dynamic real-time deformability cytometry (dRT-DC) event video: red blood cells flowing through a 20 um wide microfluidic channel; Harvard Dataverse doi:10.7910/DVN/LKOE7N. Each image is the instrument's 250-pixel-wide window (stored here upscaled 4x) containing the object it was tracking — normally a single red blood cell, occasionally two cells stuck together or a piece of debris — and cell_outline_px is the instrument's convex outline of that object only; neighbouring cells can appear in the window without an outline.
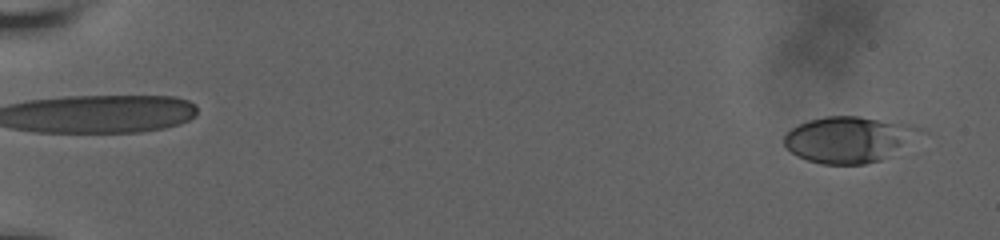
{"species": "human", "species_latin": "Homo sapiens", "temperature_condition": "room temperature", "stored_images_in_passage": 60, "camera_frame_rate_fps": 3000, "um_per_image_px": 0.085, "donor": {"sex": "male"}, "frame": {"image": 1, "passage_image": 3, "time_ms": 0.667, "image_size_px": [1000, 240], "cell_outline_px": [[928, 132], [880, 160], [864, 164], [824, 164], [808, 160], [792, 152], [784, 144], [784, 136], [792, 128], [808, 120], [824, 116], [860, 116], [908, 124], [924, 128]], "centroid_in_image_um": [72.2, 11.83], "position_along_channel_um": 12.8, "area_um2": 36.36}}
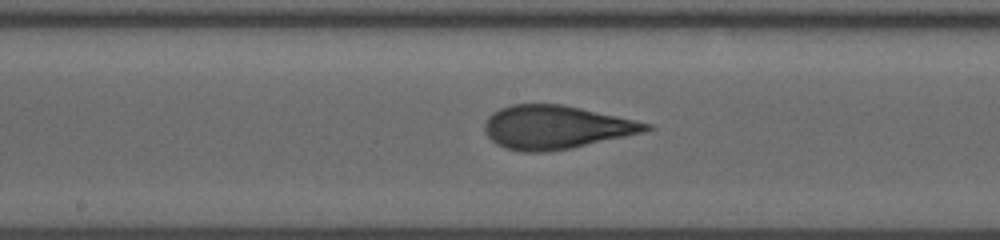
{"frame": {"image": 2, "passage_image": 34, "time_ms": 11.0, "image_size_px": [1000, 240], "cell_outline_px": [[652, 128], [644, 132], [572, 148], [548, 152], [524, 152], [504, 148], [496, 144], [488, 136], [484, 128], [484, 124], [488, 116], [492, 112], [500, 108], [512, 104], [560, 104], [580, 108], [652, 124]], "centroid_in_image_um": [47.21, 10.82], "position_along_channel_um": 201.0, "area_um2": 40.69}}
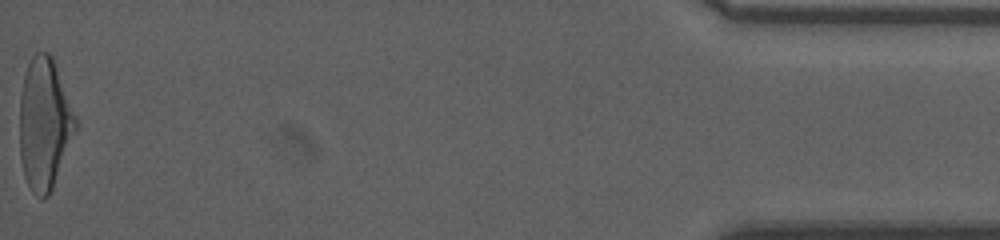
{"frame": {"image": 3, "passage_image": 60, "time_ms": 19.667, "image_size_px": [1000, 240], "cell_outline_px": [[80, 124], [52, 188], [48, 196], [40, 200], [32, 192], [24, 176], [20, 160], [20, 96], [24, 76], [28, 64], [32, 56], [36, 52], [48, 52], [52, 56]], "centroid_in_image_um": [3.8, 10.54], "position_along_channel_um": 431.4, "area_um2": 43.29}, "authors_computed_cell_mechanics": {"area_um2": 39.3907, "velocity_mm_per_s": 3.6633, "shape_relaxation_time_tau1_ms": 5.4508, "shape_relaxation_time_tau2_ms": 0.9277, "deformation_change_tau1": 0.2224, "deformation_change_tau2": 0.0848}}